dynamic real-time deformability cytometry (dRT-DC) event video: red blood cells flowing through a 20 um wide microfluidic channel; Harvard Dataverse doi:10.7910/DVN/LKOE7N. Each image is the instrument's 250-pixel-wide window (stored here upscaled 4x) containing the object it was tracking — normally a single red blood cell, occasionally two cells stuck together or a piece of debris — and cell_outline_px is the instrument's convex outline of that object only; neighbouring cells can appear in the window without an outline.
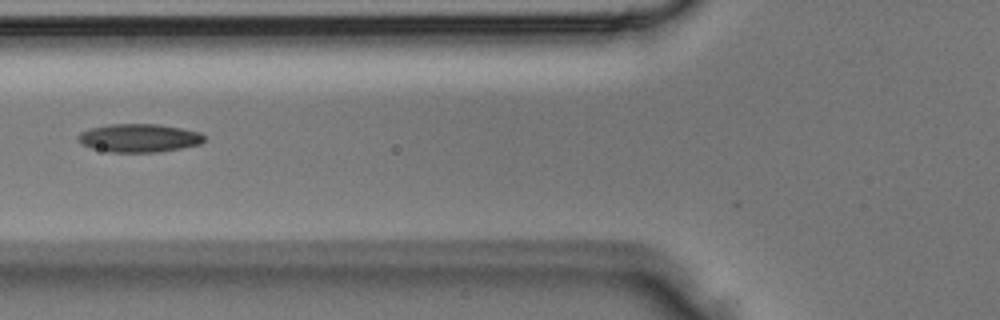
{"species": "Egyptian fruit bat (a non-hibernating species)", "species_latin": "Rousettus aegyptiacus", "temperature_condition": "room temperature", "stored_images_in_passage": 5, "camera_frame_rate_fps": 3000, "um_per_image_px": 0.085, "animal": {"sex": "male"}, "frame": {"image": 1, "passage_image": 5, "time_ms": 1.333, "image_size_px": [1000, 320], "cell_outline_px": [[204, 140], [200, 144], [180, 148], [156, 152], [108, 152], [92, 148], [80, 144], [76, 140], [76, 136], [80, 132], [88, 128], [108, 124], [156, 124], [180, 128], [200, 132], [204, 136]], "centroid_in_image_um": [11.74, 11.73], "position_along_channel_um": 114.1, "area_um2": 20.92}}